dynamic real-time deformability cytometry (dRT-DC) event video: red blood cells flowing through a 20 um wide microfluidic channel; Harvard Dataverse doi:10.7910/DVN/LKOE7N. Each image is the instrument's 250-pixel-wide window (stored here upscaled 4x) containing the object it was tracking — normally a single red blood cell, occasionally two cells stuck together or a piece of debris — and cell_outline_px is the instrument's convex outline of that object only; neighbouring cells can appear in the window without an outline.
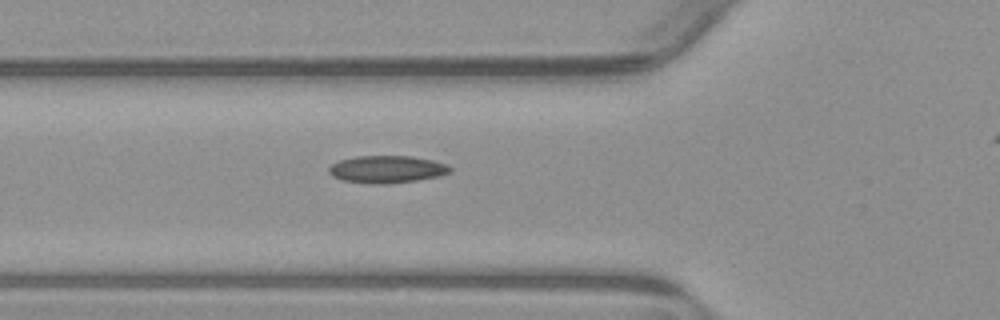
{"species": "common noctule bat (a hibernating species)", "species_latin": "Nyctalus noctula", "temperature_condition": "warm", "stored_images_in_passage": 14, "camera_frame_rate_fps": 3000, "um_per_image_px": 0.085, "animal": {"sex": "male", "body_mass_g": 23.1, "forearm_length_mm": 52.7}, "frame": {"image": 1, "passage_image": 3, "time_ms": 0.667, "image_size_px": [1000, 320], "cell_outline_px": [[452, 172], [440, 176], [416, 180], [388, 184], [368, 184], [344, 180], [332, 176], [328, 172], [328, 168], [332, 164], [340, 160], [356, 156], [412, 156], [432, 160], [448, 164], [452, 168]], "centroid_in_image_um": [32.91, 14.39], "position_along_channel_um": 92.9, "area_um2": 19.48}}
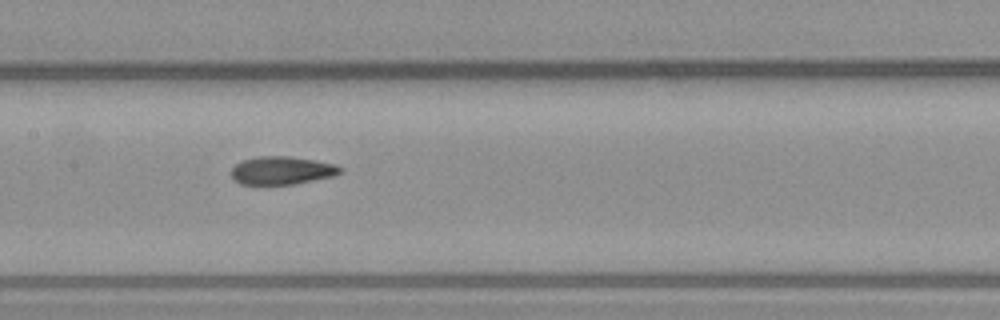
{"frame": {"image": 2, "passage_image": 10, "time_ms": 3.0, "image_size_px": [1000, 320], "cell_outline_px": [[344, 168], [340, 172], [332, 176], [292, 184], [240, 184], [232, 176], [232, 168], [236, 164], [244, 160], [260, 156], [288, 156], [336, 164]], "centroid_in_image_um": [23.96, 14.48], "position_along_channel_um": 183.4, "area_um2": 17.46}}
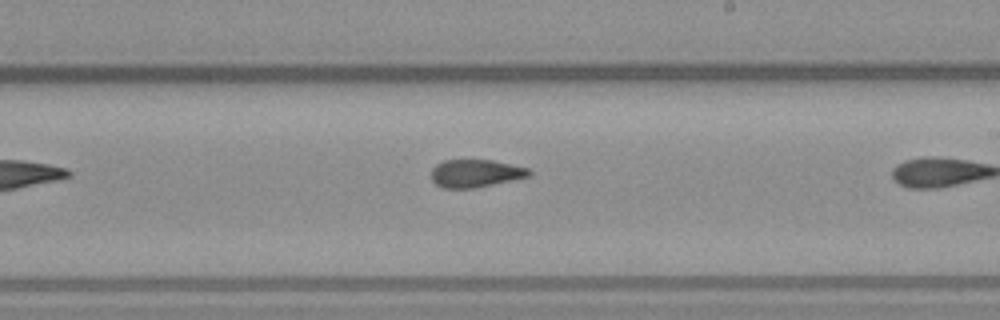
{"frame": {"image": 3, "passage_image": 12, "time_ms": 3.667, "image_size_px": [1000, 320], "cell_outline_px": [[532, 172], [528, 176], [476, 188], [444, 188], [436, 184], [432, 180], [432, 168], [436, 164], [444, 160], [492, 160], [528, 168]], "centroid_in_image_um": [40.39, 14.73], "position_along_channel_um": 248.6, "area_um2": 15.66}}